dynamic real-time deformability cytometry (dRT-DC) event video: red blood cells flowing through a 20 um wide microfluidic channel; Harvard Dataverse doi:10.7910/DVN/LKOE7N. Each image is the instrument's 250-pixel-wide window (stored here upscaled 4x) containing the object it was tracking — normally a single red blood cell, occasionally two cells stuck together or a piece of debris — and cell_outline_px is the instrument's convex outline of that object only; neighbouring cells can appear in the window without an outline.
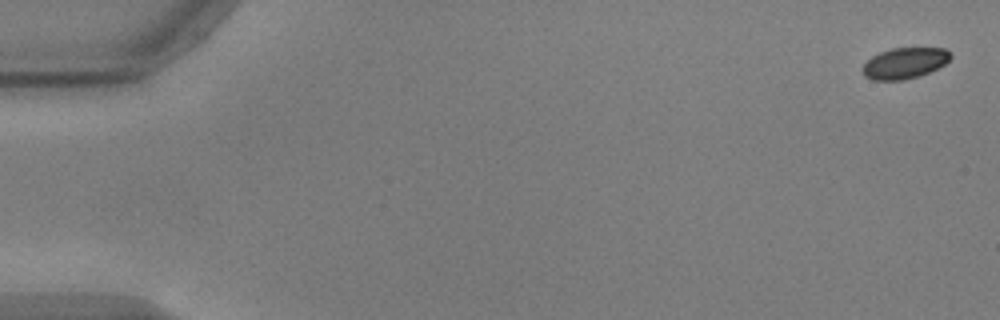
{"species": "common noctule bat (a hibernating species)", "species_latin": "Nyctalus noctula", "temperature_condition": "warm", "stored_images_in_passage": 35, "camera_frame_rate_fps": 3000, "um_per_image_px": 0.085, "animal": {"sex": "male", "body_mass_g": 17.9, "forearm_length_mm": 54.2}, "frame": {"image": 1, "passage_image": 1, "time_ms": 0.0, "image_size_px": [1000, 320], "cell_outline_px": [[952, 56], [944, 64], [920, 76], [904, 80], [872, 80], [864, 76], [864, 64], [872, 56], [880, 52], [892, 48], [944, 48]], "centroid_in_image_um": [76.88, 5.37], "position_along_channel_um": 8.1, "area_um2": 15.66}}
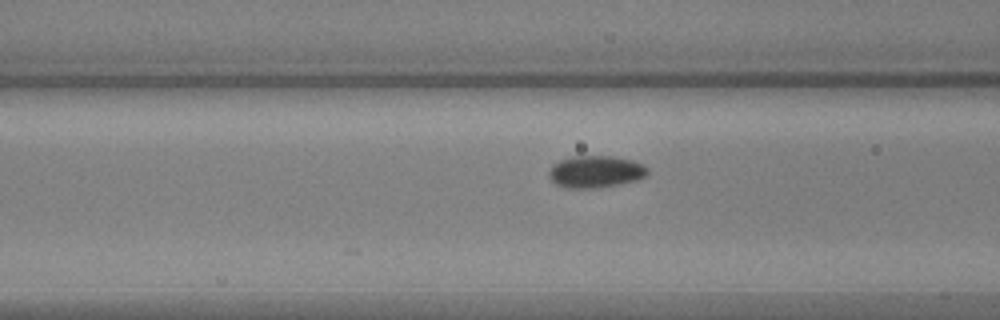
{"frame": {"image": 2, "passage_image": 22, "time_ms": 7.0, "image_size_px": [1000, 320], "cell_outline_px": [[648, 172], [644, 176], [636, 180], [620, 184], [592, 188], [568, 188], [556, 184], [548, 176], [548, 172], [560, 160], [572, 156], [612, 156], [632, 160], [644, 164], [648, 168]], "centroid_in_image_um": [50.64, 14.59], "position_along_channel_um": 116.0, "area_um2": 18.26}}
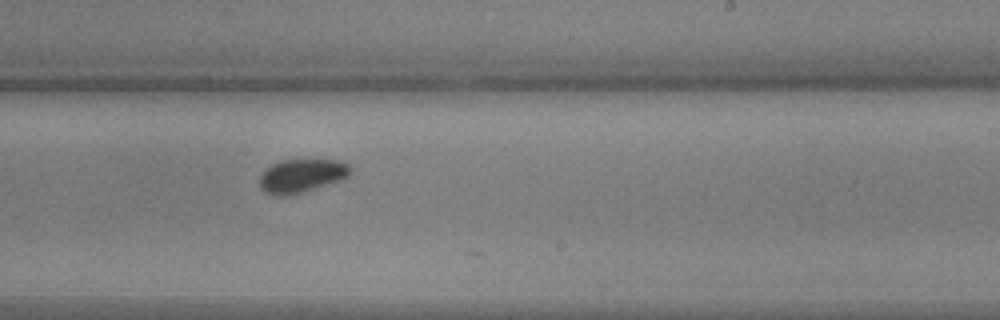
{"frame": {"image": 3, "passage_image": 34, "time_ms": 11.0, "image_size_px": [1000, 320], "cell_outline_px": [[352, 172], [344, 180], [288, 196], [276, 196], [264, 192], [260, 188], [260, 176], [272, 164], [280, 160], [344, 160], [352, 168]], "centroid_in_image_um": [25.69, 14.94], "position_along_channel_um": 263.3, "area_um2": 17.98}}